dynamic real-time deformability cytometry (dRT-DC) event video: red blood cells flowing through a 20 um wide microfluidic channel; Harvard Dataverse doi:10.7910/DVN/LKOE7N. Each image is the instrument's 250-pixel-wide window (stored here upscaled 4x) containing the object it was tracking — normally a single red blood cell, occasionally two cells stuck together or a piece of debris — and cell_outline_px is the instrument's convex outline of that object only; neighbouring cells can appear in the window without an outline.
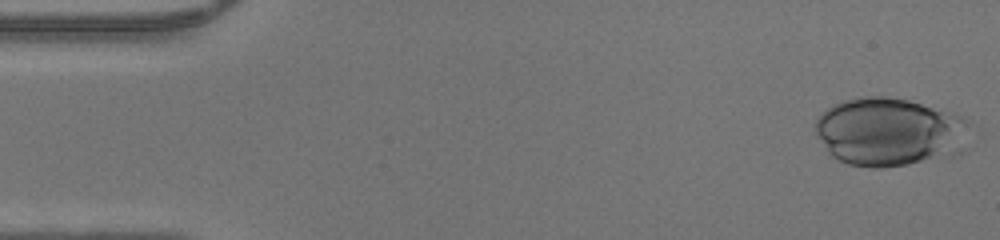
{"species": "human", "species_latin": "Homo sapiens", "temperature_condition": "warm", "stored_images_in_passage": 38, "camera_frame_rate_fps": 3000, "um_per_image_px": 0.085, "donor": {"sex": "male"}, "frame": {"image": 1, "passage_image": 1, "time_ms": 0.0, "image_size_px": [1000, 240], "cell_outline_px": [[972, 148], [968, 152], [952, 156], [908, 164], [884, 168], [872, 168], [848, 164], [836, 160], [828, 152], [816, 132], [816, 120], [828, 108], [844, 100], [860, 96], [884, 96], [908, 100], [964, 116], [972, 120]], "centroid_in_image_um": [75.78, 11.23], "position_along_channel_um": 9.2, "area_um2": 63.12}}
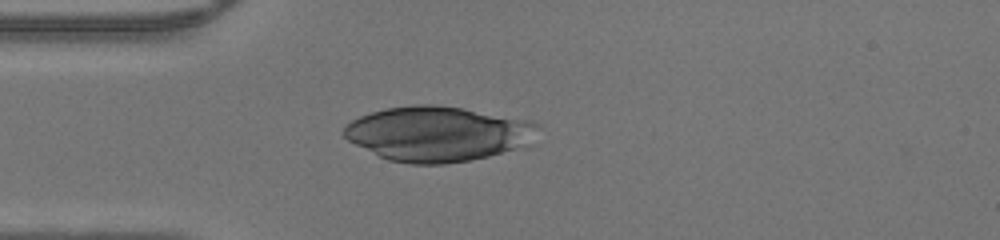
{"frame": {"image": 2, "passage_image": 12, "time_ms": 3.667, "image_size_px": [1000, 240], "cell_outline_px": [[540, 128], [524, 144], [488, 156], [472, 160], [444, 164], [412, 164], [388, 160], [348, 140], [344, 136], [344, 128], [352, 120], [360, 116], [384, 108], [416, 104], [432, 104], [464, 108], [532, 120], [540, 124]], "centroid_in_image_um": [37.19, 11.35], "position_along_channel_um": 47.8, "area_um2": 61.61}}
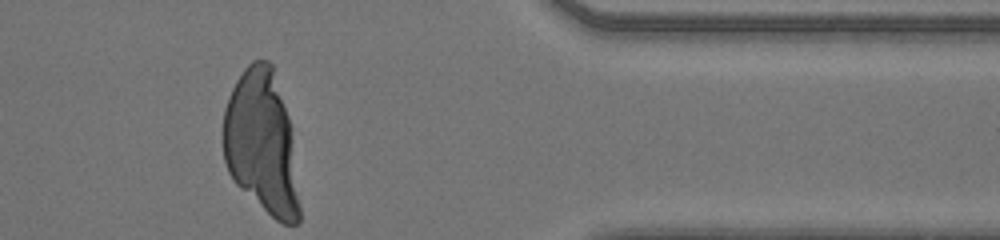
{"frame": {"image": 3, "passage_image": 38, "time_ms": 12.333, "image_size_px": [1000, 240], "cell_outline_px": [[300, 224], [284, 224], [276, 220], [240, 188], [236, 184], [228, 172], [224, 160], [224, 108], [228, 96], [236, 80], [244, 68], [252, 60], [268, 60], [272, 64], [292, 128], [300, 204]], "centroid_in_image_um": [22.26, 12.14], "position_along_channel_um": 389.1, "area_um2": 64.04}}